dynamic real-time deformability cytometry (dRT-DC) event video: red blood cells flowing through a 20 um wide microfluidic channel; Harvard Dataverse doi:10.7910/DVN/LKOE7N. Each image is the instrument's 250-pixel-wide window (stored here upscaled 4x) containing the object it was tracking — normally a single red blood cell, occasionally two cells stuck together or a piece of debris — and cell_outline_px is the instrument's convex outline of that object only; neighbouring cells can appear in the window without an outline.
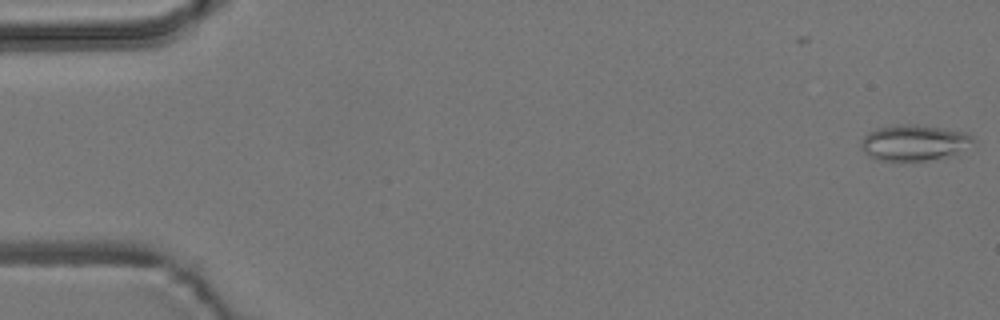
{"species": "common noctule bat (a hibernating species)", "species_latin": "Nyctalus noctula", "temperature_condition": "room temperature", "stored_images_in_passage": 7, "camera_frame_rate_fps": 3000, "um_per_image_px": 0.085, "animal": {"sex": "male", "body_mass_g": 19.2, "forearm_length_mm": 51.8}, "frame": {"image": 1, "passage_image": 1, "time_ms": 0.0, "image_size_px": [1000, 320], "cell_outline_px": [[976, 140], [956, 156], [924, 160], [876, 160], [868, 156], [860, 148], [860, 144], [864, 136], [868, 132], [876, 128], [896, 124], [916, 124], [964, 132], [972, 136]], "centroid_in_image_um": [77.69, 12.13], "position_along_channel_um": 7.3, "area_um2": 23.64}}
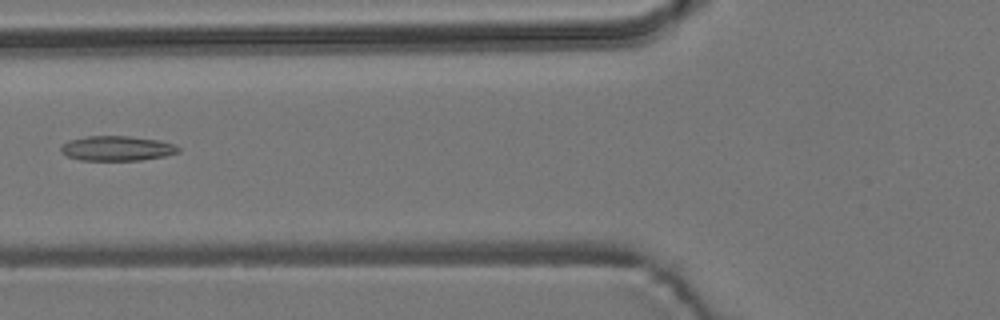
{"frame": {"image": 2, "passage_image": 6, "time_ms": 6.667, "image_size_px": [1000, 320], "cell_outline_px": [[180, 152], [164, 156], [140, 160], [80, 160], [68, 156], [60, 152], [60, 148], [68, 140], [88, 136], [128, 136], [160, 140], [176, 144], [180, 148]], "centroid_in_image_um": [9.97, 12.6], "position_along_channel_um": 115.8, "area_um2": 17.05}}
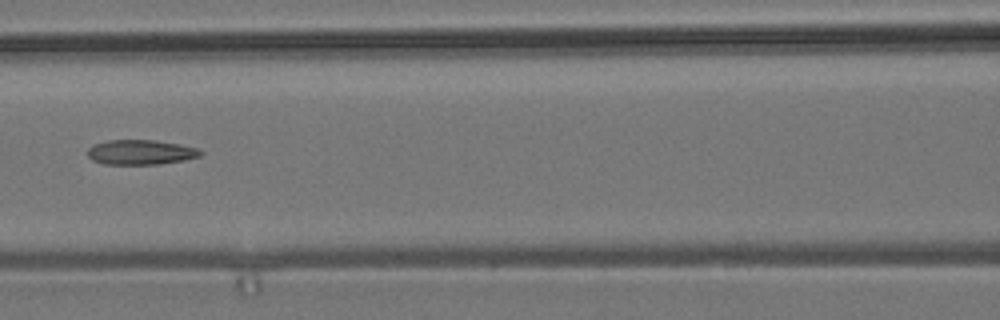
{"frame": {"image": 3, "passage_image": 7, "time_ms": 7.667, "image_size_px": [1000, 320], "cell_outline_px": [[204, 152], [200, 156], [184, 160], [160, 164], [104, 164], [92, 160], [88, 156], [88, 148], [92, 144], [108, 140], [152, 140], [180, 144], [196, 148]], "centroid_in_image_um": [11.94, 12.94], "position_along_channel_um": 154.7, "area_um2": 16.36}}